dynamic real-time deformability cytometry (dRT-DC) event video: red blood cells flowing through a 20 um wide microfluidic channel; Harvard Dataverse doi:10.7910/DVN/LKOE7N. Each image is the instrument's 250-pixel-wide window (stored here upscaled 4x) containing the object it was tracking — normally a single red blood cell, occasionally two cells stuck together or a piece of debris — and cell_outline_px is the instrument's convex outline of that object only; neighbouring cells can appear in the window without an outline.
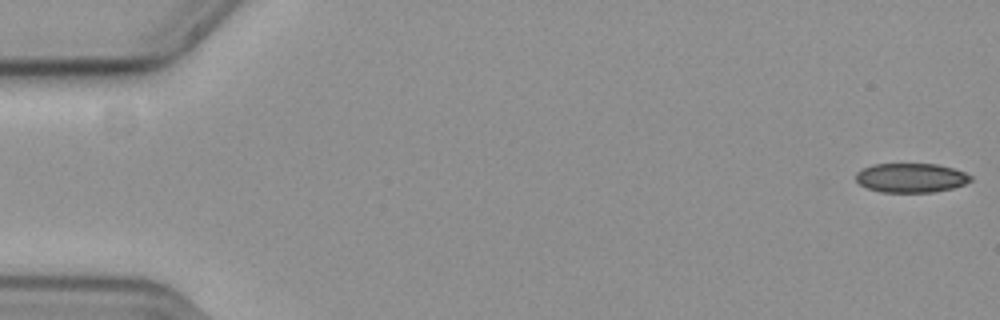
{"species": "common noctule bat (a hibernating species)", "species_latin": "Nyctalus noctula", "temperature_condition": "cold", "stored_images_in_passage": 39, "camera_frame_rate_fps": 3000, "um_per_image_px": 0.085, "animal": {"sex": "female", "body_mass_g": 19.3, "forearm_length_mm": 54.1}, "frame": {"image": 1, "passage_image": 1, "time_ms": 0.0, "image_size_px": [1000, 320], "cell_outline_px": [[972, 180], [964, 184], [952, 188], [932, 192], [880, 192], [868, 188], [860, 184], [856, 180], [856, 172], [872, 164], [936, 164], [952, 168], [964, 172], [972, 176]], "centroid_in_image_um": [77.43, 15.11], "position_along_channel_um": 7.6, "area_um2": 19.48}}